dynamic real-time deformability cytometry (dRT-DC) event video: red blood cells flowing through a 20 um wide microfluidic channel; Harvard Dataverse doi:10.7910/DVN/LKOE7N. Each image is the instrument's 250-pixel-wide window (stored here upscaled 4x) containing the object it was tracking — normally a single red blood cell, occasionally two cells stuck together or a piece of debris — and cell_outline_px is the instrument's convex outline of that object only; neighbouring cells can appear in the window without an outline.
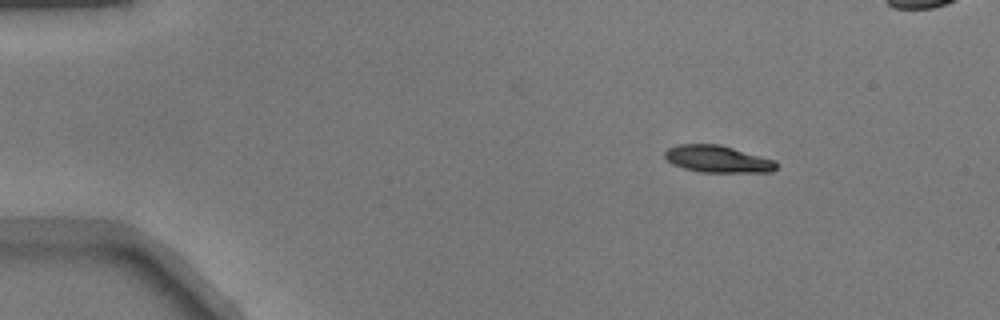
{"species": "common noctule bat (a hibernating species)", "species_latin": "Nyctalus noctula", "temperature_condition": "warm", "stored_images_in_passage": 51, "camera_frame_rate_fps": 3000, "um_per_image_px": 0.085, "animal": {"sex": "male", "body_mass_g": 17.9}, "frame": {"image": 1, "passage_image": 7, "time_ms": 2.0, "image_size_px": [1000, 320], "cell_outline_px": [[776, 168], [772, 172], [700, 172], [684, 168], [672, 164], [664, 156], [664, 152], [668, 148], [676, 144], [720, 144], [776, 160]], "centroid_in_image_um": [60.99, 13.51], "position_along_channel_um": 24.0, "area_um2": 17.63}}
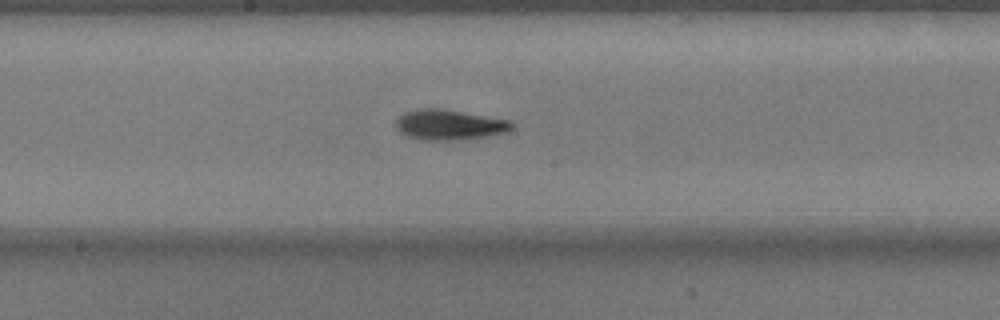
{"frame": {"image": 2, "passage_image": 27, "time_ms": 8.667, "image_size_px": [1000, 320], "cell_outline_px": [[516, 124], [512, 128], [504, 132], [488, 136], [460, 140], [420, 140], [408, 136], [400, 132], [396, 128], [396, 120], [404, 112], [416, 108], [444, 108], [512, 120]], "centroid_in_image_um": [38.21, 10.59], "position_along_channel_um": 210.0, "area_um2": 20.87}}
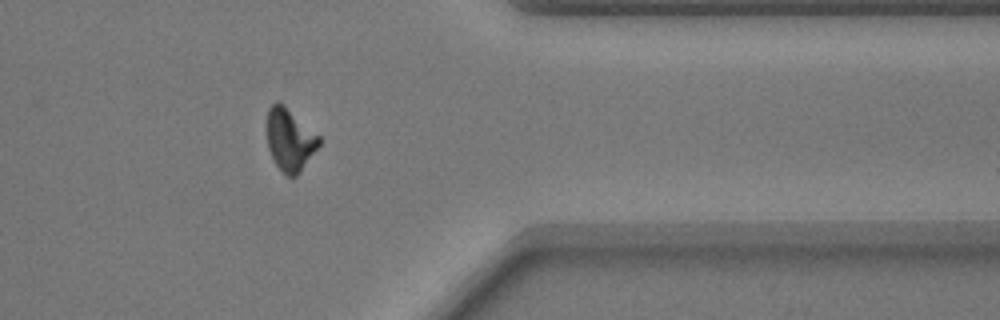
{"frame": {"image": 3, "passage_image": 41, "time_ms": 13.333, "image_size_px": [1000, 320], "cell_outline_px": [[320, 144], [296, 176], [288, 176], [276, 164], [268, 148], [264, 128], [264, 124], [268, 108], [276, 100], [284, 104], [320, 136]], "centroid_in_image_um": [24.57, 11.8], "position_along_channel_um": 386.8, "area_um2": 19.19}}